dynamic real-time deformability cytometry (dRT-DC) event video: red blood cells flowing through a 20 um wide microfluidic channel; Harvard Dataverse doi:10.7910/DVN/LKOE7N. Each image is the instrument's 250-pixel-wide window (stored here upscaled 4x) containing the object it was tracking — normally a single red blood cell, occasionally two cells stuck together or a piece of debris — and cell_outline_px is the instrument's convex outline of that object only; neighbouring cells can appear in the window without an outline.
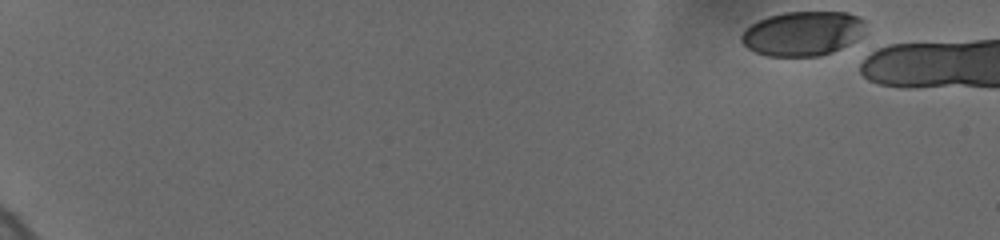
{"species": "human", "species_latin": "Homo sapiens", "temperature_condition": "cold", "stored_images_in_passage": 6, "camera_frame_rate_fps": 3000, "um_per_image_px": 0.085, "donor": {"sex": "female"}, "frame": {"image": 1, "passage_image": 1, "time_ms": 0.0, "image_size_px": [1000, 240], "cell_outline_px": [[868, 20], [864, 32], [856, 40], [832, 52], [820, 56], [768, 56], [756, 52], [748, 48], [740, 40], [740, 36], [744, 28], [756, 20], [768, 16], [784, 12], [848, 12], [860, 16]], "centroid_in_image_um": [68.24, 2.83], "position_along_channel_um": 16.8, "area_um2": 32.66}}